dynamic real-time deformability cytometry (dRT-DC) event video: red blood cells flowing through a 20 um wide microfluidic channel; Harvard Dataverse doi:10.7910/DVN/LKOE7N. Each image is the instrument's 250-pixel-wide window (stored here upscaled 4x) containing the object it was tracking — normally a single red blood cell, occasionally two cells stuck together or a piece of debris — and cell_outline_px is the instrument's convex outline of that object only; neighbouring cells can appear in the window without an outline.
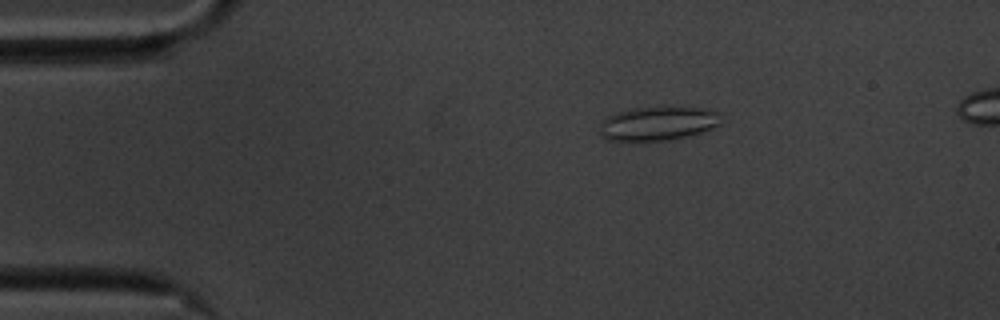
{"species": "common noctule bat (a hibernating species)", "species_latin": "Nyctalus noctula", "temperature_condition": "cold", "stored_images_in_passage": 51, "camera_frame_rate_fps": 3000, "um_per_image_px": 0.085, "animal": {"sex": "male", "body_mass_g": 20.1, "forearm_length_mm": 53.5}, "frame": {"image": 1, "passage_image": 4, "time_ms": 1.0, "image_size_px": [1000, 320], "cell_outline_px": [[720, 124], [704, 132], [688, 136], [668, 140], [608, 140], [600, 136], [600, 124], [608, 116], [616, 112], [632, 108], [660, 104], [700, 108], [716, 112]], "centroid_in_image_um": [55.9, 10.46], "position_along_channel_um": 29.1, "area_um2": 24.45}}
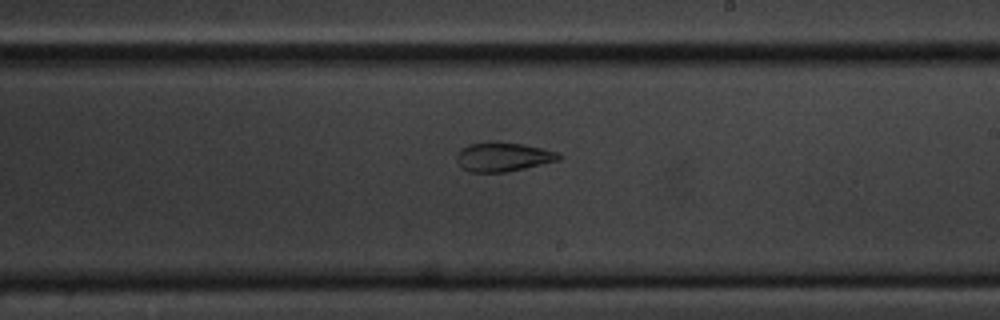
{"frame": {"image": 2, "passage_image": 27, "time_ms": 8.667, "image_size_px": [1000, 320], "cell_outline_px": [[560, 160], [524, 168], [504, 172], [468, 172], [456, 160], [456, 156], [460, 148], [468, 144], [496, 140], [500, 140], [524, 144], [560, 152]], "centroid_in_image_um": [42.75, 13.3], "position_along_channel_um": 246.3, "area_um2": 17.63}}
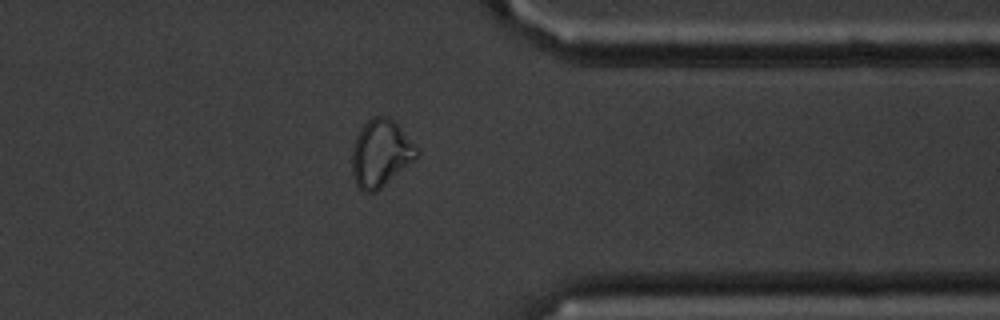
{"frame": {"image": 3, "passage_image": 39, "time_ms": 12.667, "image_size_px": [1000, 320], "cell_outline_px": [[420, 152], [408, 164], [376, 192], [364, 192], [356, 184], [352, 172], [352, 148], [356, 136], [360, 128], [372, 116], [388, 116], [400, 128]], "centroid_in_image_um": [32.31, 13.02], "position_along_channel_um": 379.1, "area_um2": 24.8}, "authors_computed_cell_mechanics": {"area_um2": 21.097, "velocity_mm_per_s": 3.5042, "shape_relaxation_time_tau1_ms": null, "shape_relaxation_time_tau2_ms": 3.2119, "deformation_change_tau1": null, "deformation_change_tau2": 0.0892}}